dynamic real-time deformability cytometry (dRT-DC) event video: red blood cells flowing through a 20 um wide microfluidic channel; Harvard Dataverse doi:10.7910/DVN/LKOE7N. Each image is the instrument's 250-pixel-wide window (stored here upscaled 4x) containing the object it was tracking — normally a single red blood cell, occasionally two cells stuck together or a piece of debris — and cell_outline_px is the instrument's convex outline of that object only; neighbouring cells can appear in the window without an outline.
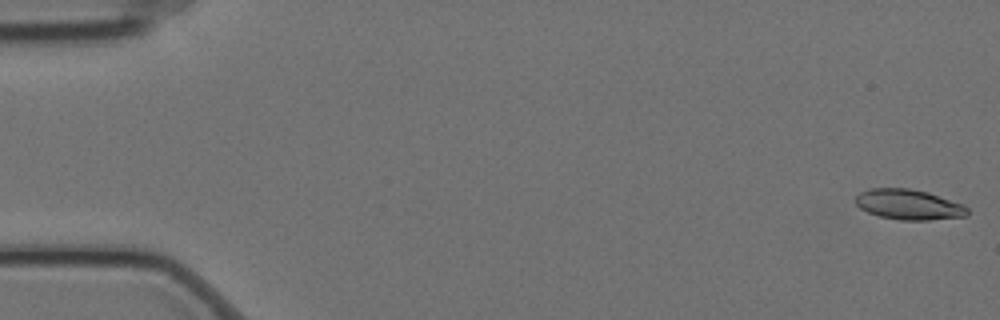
{"species": "Egyptian fruit bat (a non-hibernating species)", "species_latin": "Rousettus aegyptiacus", "temperature_condition": "cold", "stored_images_in_passage": 58, "camera_frame_rate_fps": 3000, "um_per_image_px": 0.085, "animal": {"sex": "female"}, "frame": {"image": 1, "passage_image": 1, "time_ms": 0.0, "image_size_px": [1000, 320], "cell_outline_px": [[968, 216], [928, 220], [900, 220], [876, 216], [860, 208], [856, 204], [856, 196], [860, 192], [868, 188], [908, 188], [928, 192], [964, 204], [968, 208]], "centroid_in_image_um": [77.24, 17.39], "position_along_channel_um": 7.8, "area_um2": 19.94}}
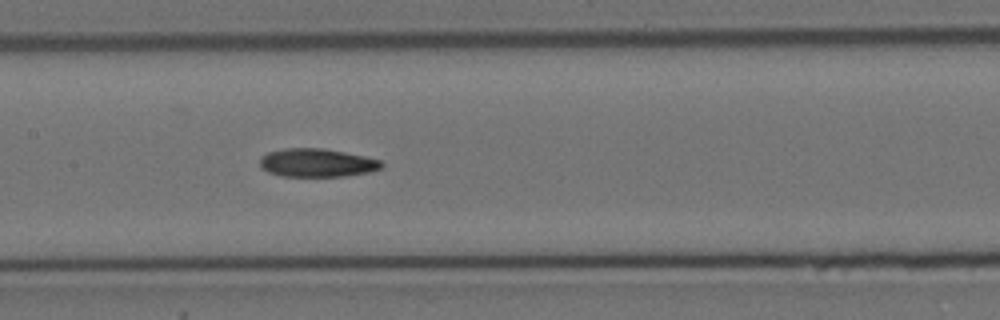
{"frame": {"image": 2, "passage_image": 28, "time_ms": 9.0, "image_size_px": [1000, 320], "cell_outline_px": [[384, 168], [368, 172], [344, 176], [280, 176], [268, 172], [260, 168], [260, 160], [268, 152], [284, 148], [324, 148], [364, 156], [380, 160], [384, 164]], "centroid_in_image_um": [26.95, 13.84], "position_along_channel_um": 180.5, "area_um2": 20.11}}
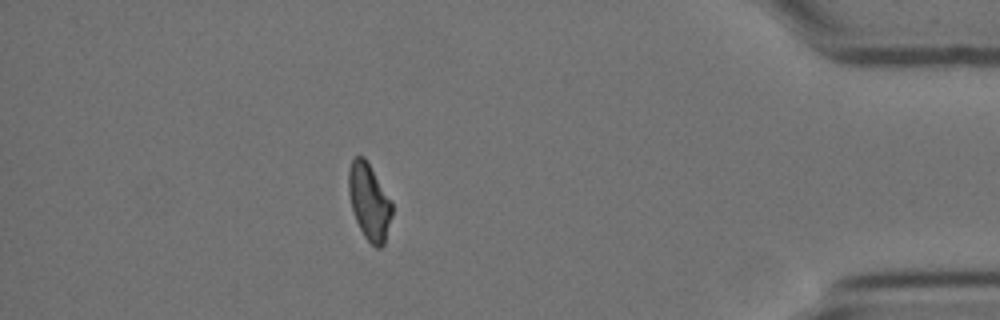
{"frame": {"image": 3, "passage_image": 51, "time_ms": 16.667, "image_size_px": [1000, 320], "cell_outline_px": [[392, 216], [384, 244], [380, 248], [376, 248], [364, 236], [356, 220], [352, 208], [348, 192], [348, 172], [352, 160], [356, 156], [364, 156], [392, 204]], "centroid_in_image_um": [31.37, 17.17], "position_along_channel_um": 403.8, "area_um2": 18.9}, "authors_computed_cell_mechanics": {"area_um2": 19.9699, "velocity_mm_per_s": 3.4964, "shape_relaxation_time_tau1_ms": null, "shape_relaxation_time_tau2_ms": 6.8099, "deformation_change_tau1": null, "deformation_change_tau2": 0.1426}}